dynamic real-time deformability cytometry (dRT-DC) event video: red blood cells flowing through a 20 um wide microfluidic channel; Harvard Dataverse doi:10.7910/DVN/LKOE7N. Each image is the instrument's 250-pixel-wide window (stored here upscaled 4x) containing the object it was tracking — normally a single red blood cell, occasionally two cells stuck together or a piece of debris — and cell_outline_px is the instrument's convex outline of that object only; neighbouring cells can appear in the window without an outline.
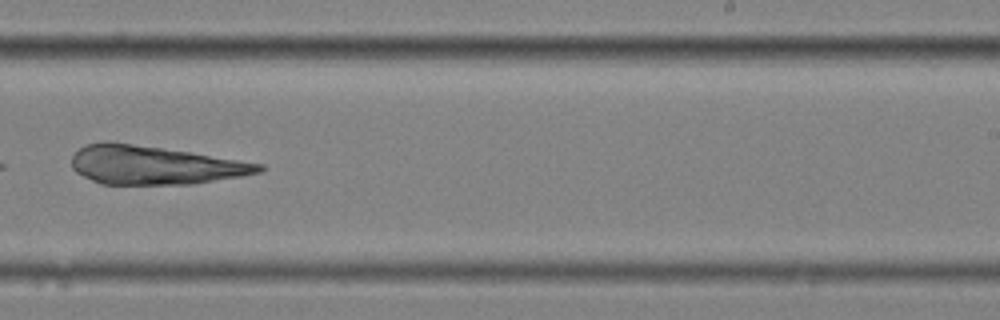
{"species": "common noctule bat (a hibernating species)", "species_latin": "Nyctalus noctula", "temperature_condition": "cold", "stored_images_in_passage": 8, "camera_frame_rate_fps": 3000, "um_per_image_px": 0.085, "animal": {"sex": "female", "body_mass_g": 25.1}, "frame": {"image": 1, "passage_image": 8, "time_ms": 2.333, "image_size_px": [1000, 320], "cell_outline_px": [[264, 168], [260, 172], [244, 176], [192, 184], [100, 184], [76, 172], [72, 168], [72, 156], [84, 144], [104, 140], [112, 140], [192, 152], [264, 164]], "centroid_in_image_um": [13.11, 14.01], "position_along_channel_um": 275.9, "area_um2": 42.54}}